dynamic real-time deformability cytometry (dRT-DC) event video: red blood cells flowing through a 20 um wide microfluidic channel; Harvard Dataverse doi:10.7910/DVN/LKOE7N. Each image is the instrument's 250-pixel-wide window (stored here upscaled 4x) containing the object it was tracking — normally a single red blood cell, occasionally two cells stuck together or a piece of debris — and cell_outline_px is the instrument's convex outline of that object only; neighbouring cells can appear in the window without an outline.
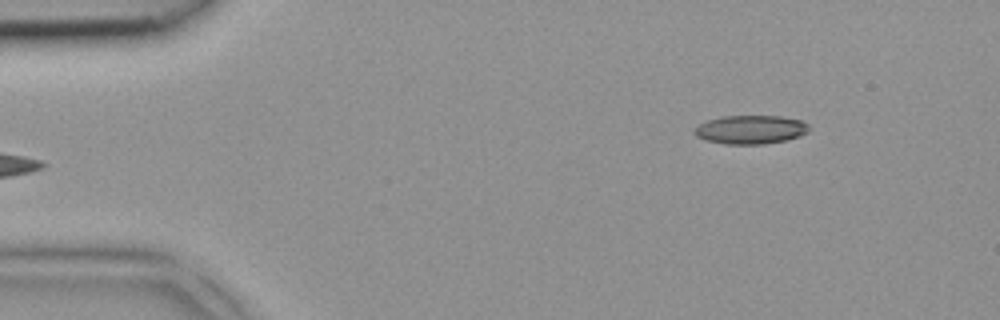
{"species": "common noctule bat (a hibernating species)", "species_latin": "Nyctalus noctula", "temperature_condition": "room temperature", "stored_images_in_passage": 4, "camera_frame_rate_fps": 3000, "um_per_image_px": 0.085, "animal": {"sex": "female", "body_mass_g": 18.4}, "frame": {"image": 1, "passage_image": 4, "time_ms": 1.0, "image_size_px": [1000, 320], "cell_outline_px": [[812, 128], [808, 132], [800, 136], [788, 140], [764, 144], [724, 144], [704, 140], [696, 136], [692, 132], [692, 128], [708, 120], [720, 116], [780, 116], [800, 120], [808, 124]], "centroid_in_image_um": [63.79, 11.02], "position_along_channel_um": 21.2, "area_um2": 19.48}}